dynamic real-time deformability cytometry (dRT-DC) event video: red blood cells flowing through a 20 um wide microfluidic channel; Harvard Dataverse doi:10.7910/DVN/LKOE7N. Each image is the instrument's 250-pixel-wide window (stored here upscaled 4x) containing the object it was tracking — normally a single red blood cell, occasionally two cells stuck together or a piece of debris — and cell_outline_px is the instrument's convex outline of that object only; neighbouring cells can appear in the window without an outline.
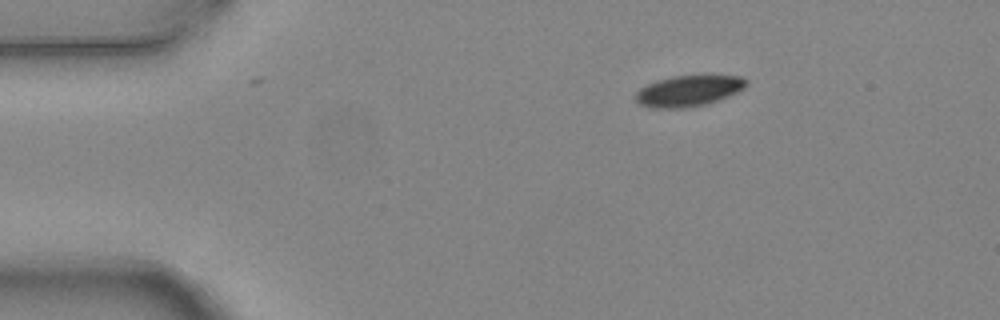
{"species": "common noctule bat (a hibernating species)", "species_latin": "Nyctalus noctula", "temperature_condition": "warm", "stored_images_in_passage": 3, "camera_frame_rate_fps": 3000, "um_per_image_px": 0.085, "animal": {"sex": "female", "body_mass_g": 24.6, "forearm_length_mm": 56.2}, "frame": {"image": 1, "passage_image": 1, "time_ms": 0.0, "image_size_px": [1000, 320], "cell_outline_px": [[748, 84], [744, 88], [728, 96], [704, 104], [684, 108], [652, 108], [640, 104], [636, 100], [636, 92], [640, 88], [656, 80], [672, 76], [744, 76], [748, 80]], "centroid_in_image_um": [58.52, 7.72], "position_along_channel_um": 26.5, "area_um2": 19.77}}